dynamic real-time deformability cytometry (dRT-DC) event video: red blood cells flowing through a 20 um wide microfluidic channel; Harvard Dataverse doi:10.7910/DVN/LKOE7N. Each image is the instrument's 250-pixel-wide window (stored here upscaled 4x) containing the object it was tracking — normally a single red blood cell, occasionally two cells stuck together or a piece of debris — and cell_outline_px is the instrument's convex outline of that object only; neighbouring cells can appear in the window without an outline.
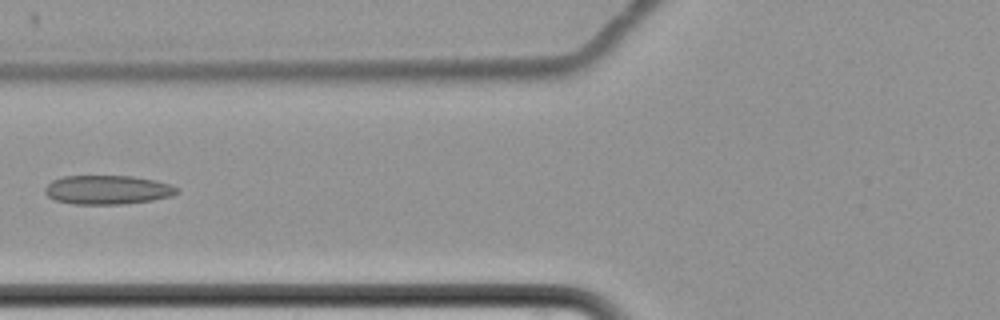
{"species": "common noctule bat (a hibernating species)", "species_latin": "Nyctalus noctula", "temperature_condition": "cold", "stored_images_in_passage": 5, "camera_frame_rate_fps": 3000, "um_per_image_px": 0.085, "animal": {"sex": "female", "body_mass_g": 22.7, "forearm_length_mm": 54.2}, "frame": {"image": 1, "passage_image": 3, "time_ms": 2.667, "image_size_px": [1000, 320], "cell_outline_px": [[180, 192], [172, 196], [152, 200], [124, 204], [72, 204], [56, 200], [48, 196], [44, 192], [44, 188], [52, 180], [64, 176], [132, 176], [156, 180], [172, 184], [180, 188]], "centroid_in_image_um": [9.19, 16.13], "position_along_channel_um": 116.6, "area_um2": 22.54}}
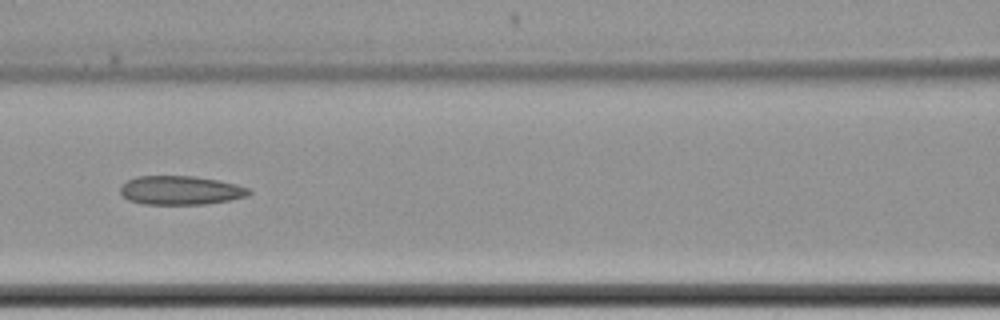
{"frame": {"image": 2, "passage_image": 4, "time_ms": 3.667, "image_size_px": [1000, 320], "cell_outline_px": [[252, 192], [248, 196], [228, 200], [204, 204], [144, 204], [128, 200], [120, 192], [120, 188], [128, 180], [136, 176], [196, 176], [236, 184], [248, 188]], "centroid_in_image_um": [15.35, 16.17], "position_along_channel_um": 151.3, "area_um2": 21.5}}
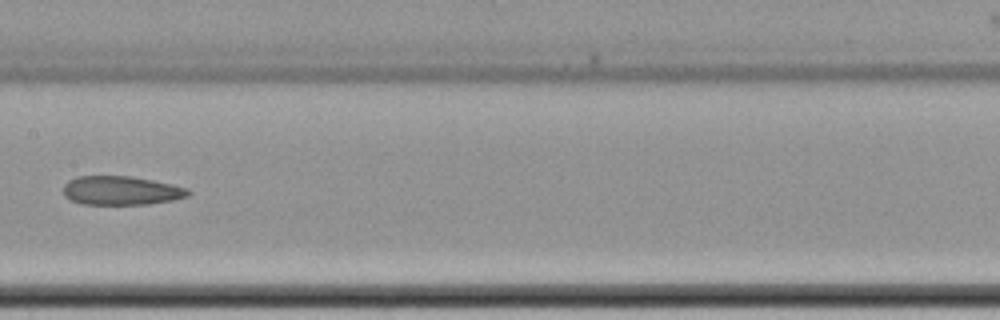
{"frame": {"image": 3, "passage_image": 5, "time_ms": 5.0, "image_size_px": [1000, 320], "cell_outline_px": [[192, 192], [188, 196], [172, 200], [148, 204], [84, 204], [72, 200], [64, 196], [64, 184], [68, 180], [76, 176], [132, 176], [172, 184], [188, 188]], "centroid_in_image_um": [10.31, 16.19], "position_along_channel_um": 197.1, "area_um2": 21.04}}